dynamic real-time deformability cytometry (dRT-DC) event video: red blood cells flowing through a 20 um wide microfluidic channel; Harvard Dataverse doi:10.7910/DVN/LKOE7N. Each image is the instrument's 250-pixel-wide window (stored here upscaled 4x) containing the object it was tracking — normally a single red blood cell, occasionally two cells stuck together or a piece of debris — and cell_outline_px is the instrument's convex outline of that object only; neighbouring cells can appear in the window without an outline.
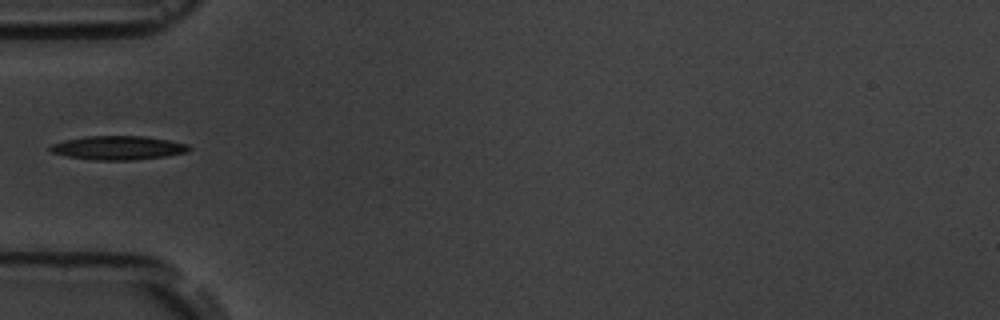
{"species": "common noctule bat (a hibernating species)", "species_latin": "Nyctalus noctula", "temperature_condition": "room temperature", "stored_images_in_passage": 5, "camera_frame_rate_fps": 3000, "um_per_image_px": 0.085, "animal": {"sex": "male", "body_mass_g": 19.5, "forearm_length_mm": 54.6}, "frame": {"image": 1, "passage_image": 5, "time_ms": 4.667, "image_size_px": [1000, 320], "cell_outline_px": [[192, 148], [188, 152], [164, 156], [132, 160], [96, 160], [68, 156], [52, 152], [48, 148], [52, 144], [64, 140], [88, 136], [144, 136], [168, 140], [188, 144]], "centroid_in_image_um": [10.06, 12.56], "position_along_channel_um": 74.9, "area_um2": 19.13}}